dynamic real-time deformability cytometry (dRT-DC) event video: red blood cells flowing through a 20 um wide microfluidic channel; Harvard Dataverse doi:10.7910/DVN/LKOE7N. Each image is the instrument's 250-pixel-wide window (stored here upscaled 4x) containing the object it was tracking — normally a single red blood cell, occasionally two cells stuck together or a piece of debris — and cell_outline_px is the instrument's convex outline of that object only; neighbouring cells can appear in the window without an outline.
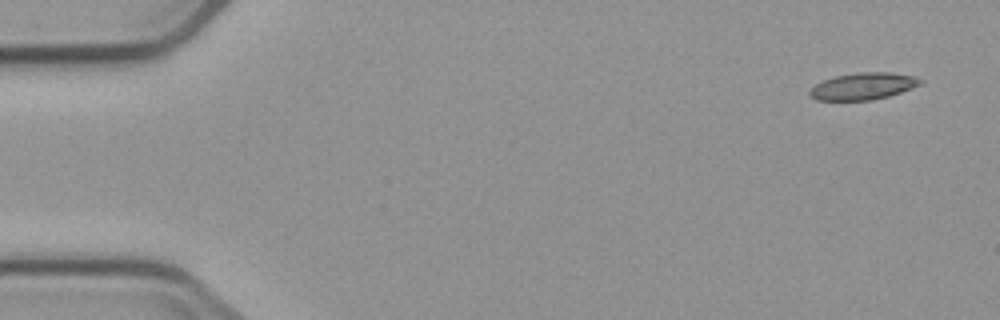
{"species": "common noctule bat (a hibernating species)", "species_latin": "Nyctalus noctula", "temperature_condition": "cold", "stored_images_in_passage": 4, "segment_of_instrument_passage": [2, 2], "camera_frame_rate_fps": 3000, "um_per_image_px": 0.085, "animal": {"sex": "male", "body_mass_g": 23.1, "forearm_length_mm": 52.7}, "frame": {"image": 1, "passage_image": 4, "time_ms": 3.667, "image_size_px": [1000, 320], "cell_outline_px": [[924, 80], [920, 84], [912, 88], [888, 96], [872, 100], [816, 100], [808, 92], [816, 84], [824, 80], [836, 76], [860, 72], [888, 72], [916, 76]], "centroid_in_image_um": [73.4, 7.32], "position_along_channel_um": 11.6, "area_um2": 17.17}}